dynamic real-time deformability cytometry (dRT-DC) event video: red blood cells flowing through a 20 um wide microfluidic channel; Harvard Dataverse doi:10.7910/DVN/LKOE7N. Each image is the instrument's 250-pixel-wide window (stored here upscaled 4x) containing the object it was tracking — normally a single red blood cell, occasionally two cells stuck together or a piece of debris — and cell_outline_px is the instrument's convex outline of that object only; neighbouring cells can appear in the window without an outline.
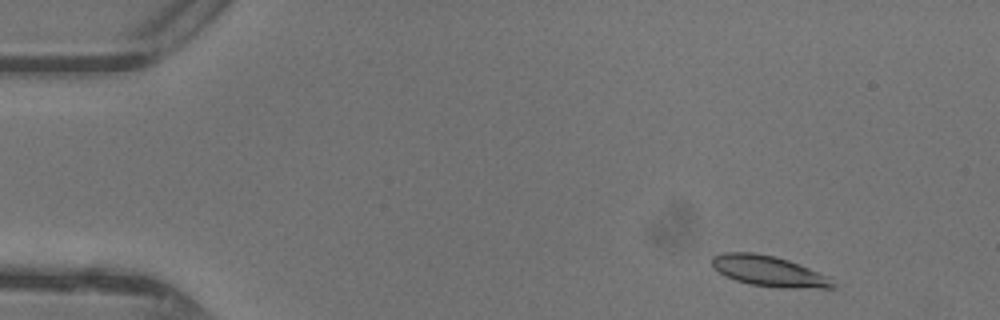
{"species": "common noctule bat (a hibernating species)", "species_latin": "Nyctalus noctula", "temperature_condition": "warm", "stored_images_in_passage": 45, "camera_frame_rate_fps": 3000, "um_per_image_px": 0.085, "animal": {"sex": "female"}, "frame": {"image": 1, "passage_image": 3, "time_ms": 0.667, "image_size_px": [1000, 320], "cell_outline_px": [[836, 288], [780, 288], [748, 284], [736, 280], [712, 268], [712, 256], [724, 252], [752, 252], [772, 256], [788, 260], [828, 276], [836, 284]], "centroid_in_image_um": [65.36, 23.05], "position_along_channel_um": 19.6, "area_um2": 21.44}}
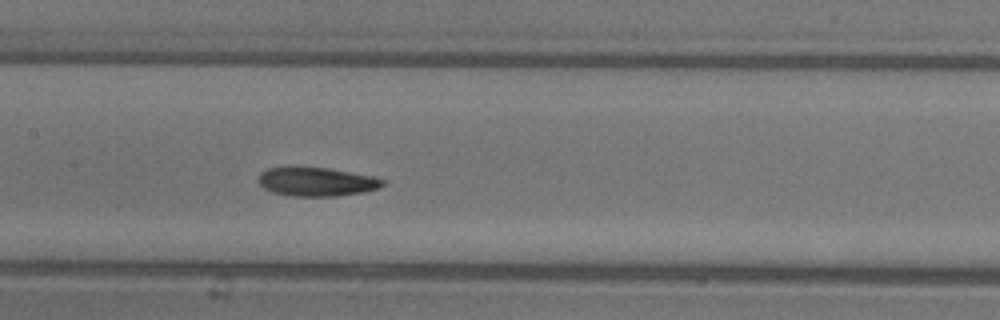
{"frame": {"image": 2, "passage_image": 21, "time_ms": 6.667, "image_size_px": [1000, 320], "cell_outline_px": [[384, 184], [380, 188], [364, 192], [336, 196], [292, 196], [272, 192], [264, 188], [256, 180], [260, 172], [268, 168], [328, 168], [372, 176], [384, 180]], "centroid_in_image_um": [26.9, 15.46], "position_along_channel_um": 180.5, "area_um2": 20.69}}
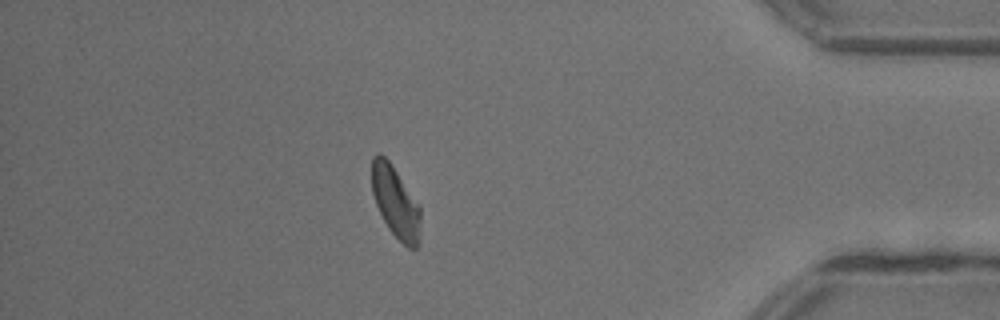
{"frame": {"image": 3, "passage_image": 39, "time_ms": 12.667, "image_size_px": [1000, 320], "cell_outline_px": [[420, 240], [416, 248], [408, 248], [388, 228], [376, 204], [372, 192], [372, 156], [376, 152], [380, 152], [388, 160], [420, 208]], "centroid_in_image_um": [33.6, 17.18], "position_along_channel_um": 401.6, "area_um2": 19.83}, "authors_computed_cell_mechanics": {"area_um2": 21.0392, "velocity_mm_per_s": 4.3705, "shape_relaxation_time_tau1_ms": 3.3393, "shape_relaxation_time_tau2_ms": 3.072, "deformation_change_tau1": 0.138, "deformation_change_tau2": 0.0886}}